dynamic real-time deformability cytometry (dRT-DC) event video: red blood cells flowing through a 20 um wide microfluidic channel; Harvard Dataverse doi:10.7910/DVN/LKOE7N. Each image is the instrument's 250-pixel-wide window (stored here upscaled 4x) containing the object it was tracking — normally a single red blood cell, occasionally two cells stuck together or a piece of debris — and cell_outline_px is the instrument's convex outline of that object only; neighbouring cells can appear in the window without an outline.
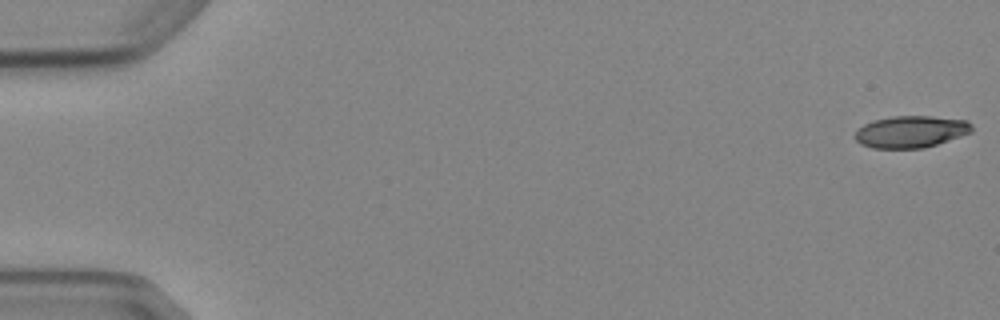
{"species": "Egyptian fruit bat (a non-hibernating species)", "species_latin": "Rousettus aegyptiacus", "temperature_condition": "cold", "stored_images_in_passage": 5, "camera_frame_rate_fps": 3000, "um_per_image_px": 0.085, "animal": {"sex": "female"}, "frame": {"image": 1, "passage_image": 1, "time_ms": 0.0, "image_size_px": [1000, 320], "cell_outline_px": [[972, 132], [924, 148], [872, 148], [860, 144], [852, 136], [856, 128], [872, 120], [892, 116], [932, 116], [968, 120], [972, 124]], "centroid_in_image_um": [77.37, 11.19], "position_along_channel_um": 7.6, "area_um2": 21.96}}
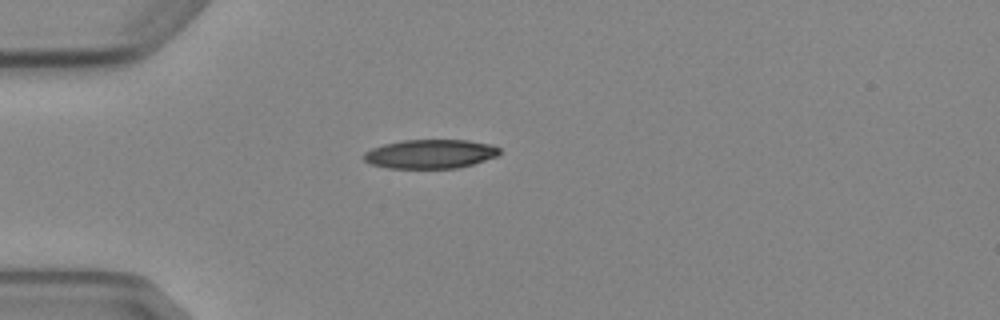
{"frame": {"image": 2, "passage_image": 5, "time_ms": 4.667, "image_size_px": [1000, 320], "cell_outline_px": [[500, 152], [496, 156], [472, 164], [456, 168], [388, 168], [372, 164], [364, 160], [364, 152], [372, 148], [384, 144], [404, 140], [468, 140], [488, 144], [500, 148]], "centroid_in_image_um": [36.56, 13.08], "position_along_channel_um": 48.4, "area_um2": 22.72}}